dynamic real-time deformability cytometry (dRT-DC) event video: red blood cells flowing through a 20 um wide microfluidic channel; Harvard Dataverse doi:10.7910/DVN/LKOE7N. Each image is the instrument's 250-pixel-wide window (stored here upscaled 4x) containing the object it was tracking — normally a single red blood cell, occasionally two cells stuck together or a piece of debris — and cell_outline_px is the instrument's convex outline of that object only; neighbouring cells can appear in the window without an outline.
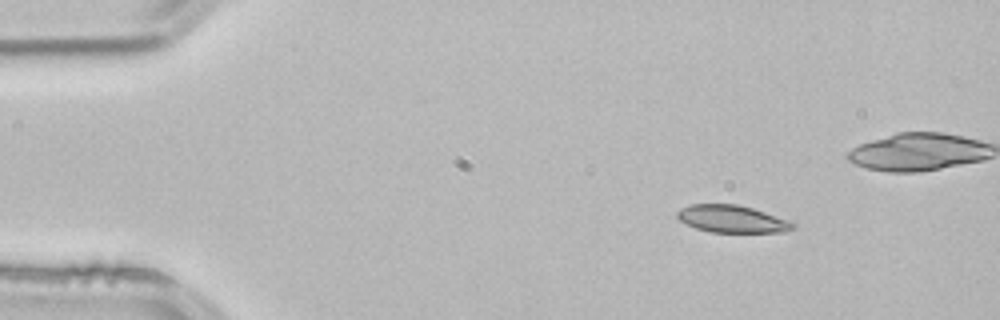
{"species": "common noctule bat (a hibernating species)", "species_latin": "Nyctalus noctula", "temperature_condition": "room temperature", "stored_images_in_passage": 4, "camera_frame_rate_fps": 3000, "um_per_image_px": 0.085, "animal": {"sex": "male", "body_mass_g": 21.5, "forearm_length_mm": 52.0}, "frame": {"image": 1, "passage_image": 1, "time_ms": 0.0, "image_size_px": [1000, 320], "cell_outline_px": [[796, 228], [784, 232], [712, 232], [696, 228], [680, 220], [676, 216], [676, 212], [680, 208], [692, 204], [736, 204], [752, 208], [764, 212], [796, 224]], "centroid_in_image_um": [62.2, 18.61], "position_along_channel_um": 22.8, "area_um2": 18.21}}